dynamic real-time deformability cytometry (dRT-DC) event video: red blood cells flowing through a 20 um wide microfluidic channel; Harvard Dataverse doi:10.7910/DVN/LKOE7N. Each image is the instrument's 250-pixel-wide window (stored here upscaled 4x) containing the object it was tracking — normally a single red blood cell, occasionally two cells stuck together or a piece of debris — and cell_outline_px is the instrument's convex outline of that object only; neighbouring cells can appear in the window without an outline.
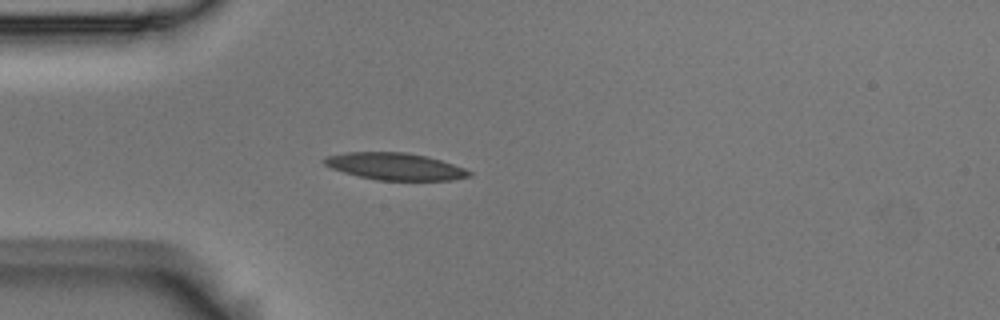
{"species": "Egyptian fruit bat (a non-hibernating species)", "species_latin": "Rousettus aegyptiacus", "temperature_condition": "room temperature", "stored_images_in_passage": 4, "camera_frame_rate_fps": 3000, "um_per_image_px": 0.085, "animal": {"sex": "male"}, "frame": {"image": 1, "passage_image": 4, "time_ms": 1.0, "image_size_px": [1000, 320], "cell_outline_px": [[472, 176], [452, 180], [376, 180], [344, 172], [332, 168], [324, 164], [324, 160], [328, 156], [348, 152], [404, 152], [428, 156], [464, 168], [472, 172]], "centroid_in_image_um": [33.63, 14.15], "position_along_channel_um": 51.4, "area_um2": 22.6}}